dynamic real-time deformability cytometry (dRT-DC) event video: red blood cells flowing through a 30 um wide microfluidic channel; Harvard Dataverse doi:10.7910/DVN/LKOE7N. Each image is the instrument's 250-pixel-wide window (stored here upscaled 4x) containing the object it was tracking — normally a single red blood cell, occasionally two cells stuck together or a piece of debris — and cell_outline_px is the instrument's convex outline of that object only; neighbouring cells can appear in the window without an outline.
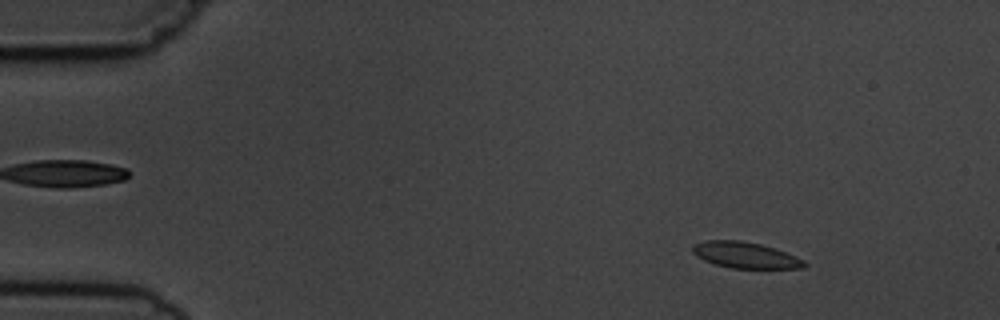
{"species": "common noctule bat (a hibernating species)", "species_latin": "Nyctalus noctula", "temperature_condition": "cold", "stored_images_in_passage": 8, "camera_frame_rate_fps": 3000, "um_per_image_px": 0.085, "animal": {"sex": "male", "body_mass_g": 19.5, "forearm_length_mm": 54.6}, "frame": {"image": 1, "passage_image": 2, "time_ms": 1.333, "image_size_px": [1000, 320], "cell_outline_px": [[808, 264], [804, 268], [728, 268], [704, 260], [696, 256], [692, 252], [692, 244], [704, 240], [740, 240], [760, 244], [776, 248], [804, 260]], "centroid_in_image_um": [63.33, 21.68], "position_along_channel_um": 21.7, "area_um2": 17.11}}
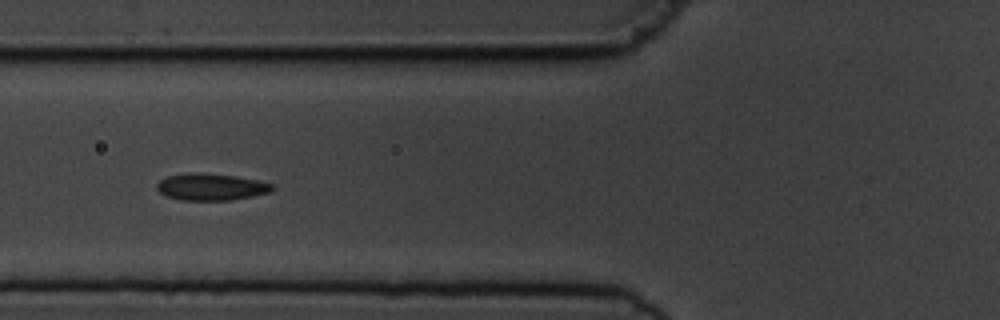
{"frame": {"image": 2, "passage_image": 6, "time_ms": 6.0, "image_size_px": [1000, 320], "cell_outline_px": [[276, 188], [272, 192], [252, 196], [228, 200], [180, 200], [164, 196], [156, 188], [156, 184], [160, 180], [168, 176], [192, 172], [236, 176], [256, 180], [272, 184]], "centroid_in_image_um": [17.93, 15.89], "position_along_channel_um": 107.9, "area_um2": 18.03}}
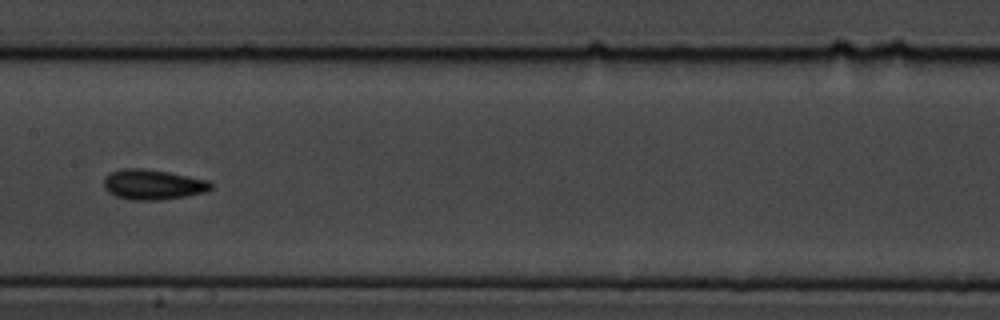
{"frame": {"image": 3, "passage_image": 8, "time_ms": 8.333, "image_size_px": [1000, 320], "cell_outline_px": [[212, 188], [204, 192], [184, 196], [160, 200], [132, 200], [116, 196], [108, 192], [104, 188], [104, 176], [112, 172], [124, 168], [140, 168], [168, 172], [212, 180]], "centroid_in_image_um": [13.01, 15.68], "position_along_channel_um": 194.4, "area_um2": 18.84}}